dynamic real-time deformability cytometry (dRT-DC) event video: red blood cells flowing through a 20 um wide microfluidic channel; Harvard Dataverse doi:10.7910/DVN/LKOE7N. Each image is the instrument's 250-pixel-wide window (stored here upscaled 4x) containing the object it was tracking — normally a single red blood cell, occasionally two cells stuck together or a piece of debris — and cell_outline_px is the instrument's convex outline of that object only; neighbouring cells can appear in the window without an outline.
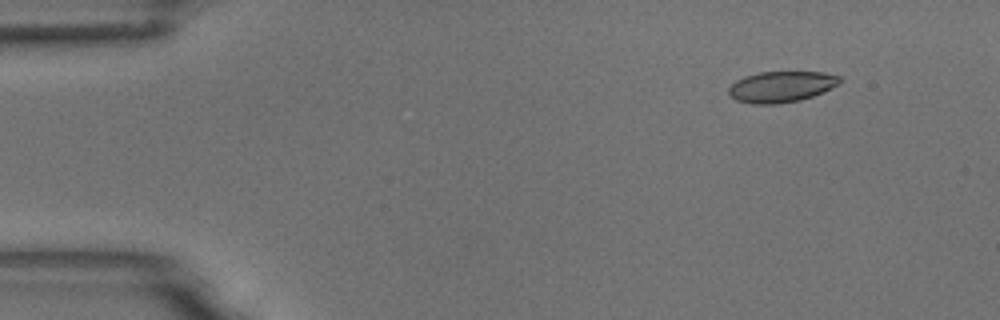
{"species": "common noctule bat (a hibernating species)", "species_latin": "Nyctalus noctula", "temperature_condition": "room temperature", "stored_images_in_passage": 5, "camera_frame_rate_fps": 3000, "um_per_image_px": 0.085, "animal": {"sex": "male", "body_mass_g": 18.8}, "frame": {"image": 1, "passage_image": 2, "time_ms": 0.333, "image_size_px": [1000, 320], "cell_outline_px": [[840, 80], [836, 84], [812, 96], [800, 100], [776, 104], [752, 104], [736, 100], [728, 92], [728, 88], [736, 80], [744, 76], [760, 72], [824, 72], [840, 76]], "centroid_in_image_um": [66.35, 7.37], "position_along_channel_um": 18.7, "area_um2": 19.77}}
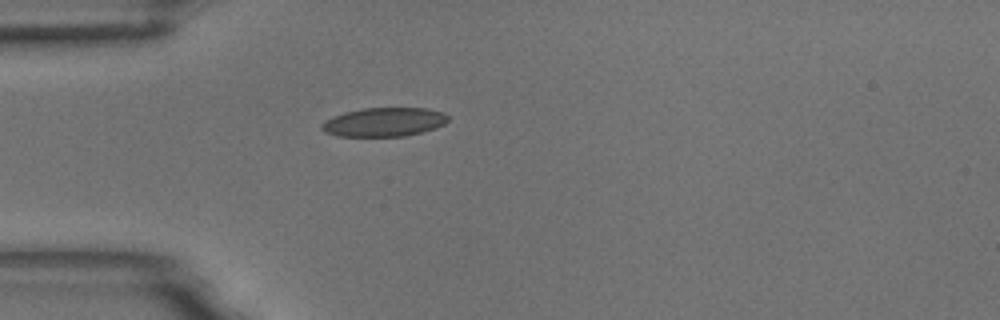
{"frame": {"image": 2, "passage_image": 5, "time_ms": 1.333, "image_size_px": [1000, 320], "cell_outline_px": [[448, 120], [444, 124], [436, 128], [404, 136], [336, 136], [324, 132], [320, 128], [320, 124], [324, 120], [332, 116], [344, 112], [364, 108], [428, 108], [444, 112], [448, 116]], "centroid_in_image_um": [32.61, 10.37], "position_along_channel_um": 52.4, "area_um2": 21.44}}